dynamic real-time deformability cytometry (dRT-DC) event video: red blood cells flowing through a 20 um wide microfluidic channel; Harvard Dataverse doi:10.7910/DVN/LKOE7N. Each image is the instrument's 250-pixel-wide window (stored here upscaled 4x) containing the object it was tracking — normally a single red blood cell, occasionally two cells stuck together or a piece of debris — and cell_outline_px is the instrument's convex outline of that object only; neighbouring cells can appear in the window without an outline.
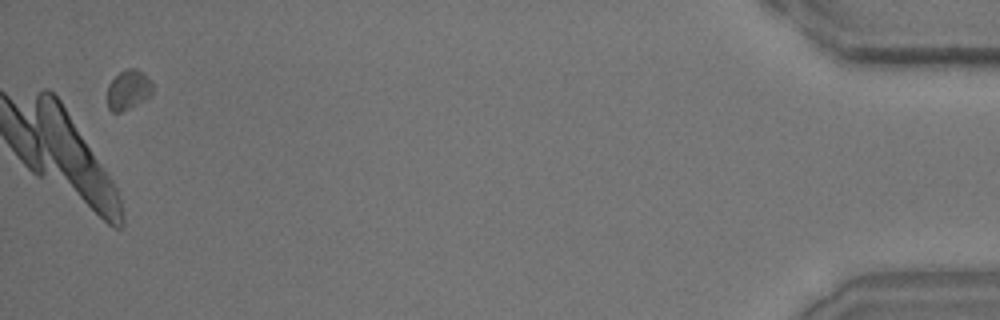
{"species": "common noctule bat (a hibernating species)", "species_latin": "Nyctalus noctula", "temperature_condition": "room temperature", "stored_images_in_passage": 45, "camera_frame_rate_fps": 3000, "um_per_image_px": 0.085, "animal": {"sex": "male", "body_mass_g": 15.6}, "frame": {"image": 1, "passage_image": 45, "time_ms": 14.667, "image_size_px": [1000, 320], "cell_outline_px": [[152, 96], [120, 112], [112, 112], [108, 108], [108, 84], [120, 72], [128, 68], [136, 68], [144, 72], [152, 84]], "centroid_in_image_um": [10.92, 7.62], "position_along_channel_um": 424.3, "area_um2": 10.4}}